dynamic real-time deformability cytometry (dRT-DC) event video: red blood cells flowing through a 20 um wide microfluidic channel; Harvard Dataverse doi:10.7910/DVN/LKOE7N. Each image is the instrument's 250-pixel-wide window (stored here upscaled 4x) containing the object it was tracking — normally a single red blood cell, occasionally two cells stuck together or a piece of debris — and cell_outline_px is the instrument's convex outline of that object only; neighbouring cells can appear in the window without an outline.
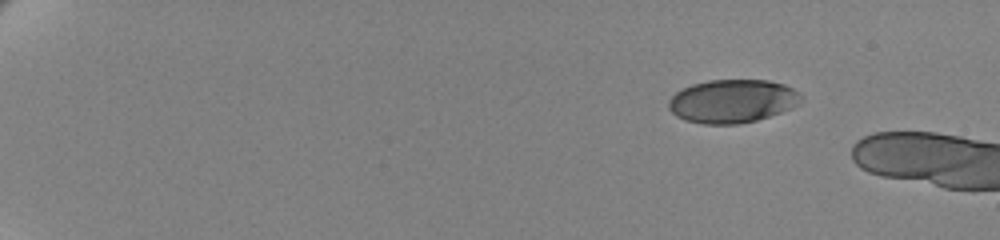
{"species": "human", "species_latin": "Homo sapiens", "temperature_condition": "cold", "stored_images_in_passage": 6, "camera_frame_rate_fps": 3000, "um_per_image_px": 0.085, "donor": {"sex": "female"}, "frame": {"image": 1, "passage_image": 1, "time_ms": 0.0, "image_size_px": [1000, 240], "cell_outline_px": [[804, 100], [780, 112], [756, 120], [740, 124], [704, 124], [684, 120], [676, 116], [668, 108], [668, 100], [676, 92], [692, 84], [708, 80], [768, 80], [784, 84], [792, 88], [804, 96]], "centroid_in_image_um": [62.24, 8.59], "position_along_channel_um": 22.8, "area_um2": 33.47}}